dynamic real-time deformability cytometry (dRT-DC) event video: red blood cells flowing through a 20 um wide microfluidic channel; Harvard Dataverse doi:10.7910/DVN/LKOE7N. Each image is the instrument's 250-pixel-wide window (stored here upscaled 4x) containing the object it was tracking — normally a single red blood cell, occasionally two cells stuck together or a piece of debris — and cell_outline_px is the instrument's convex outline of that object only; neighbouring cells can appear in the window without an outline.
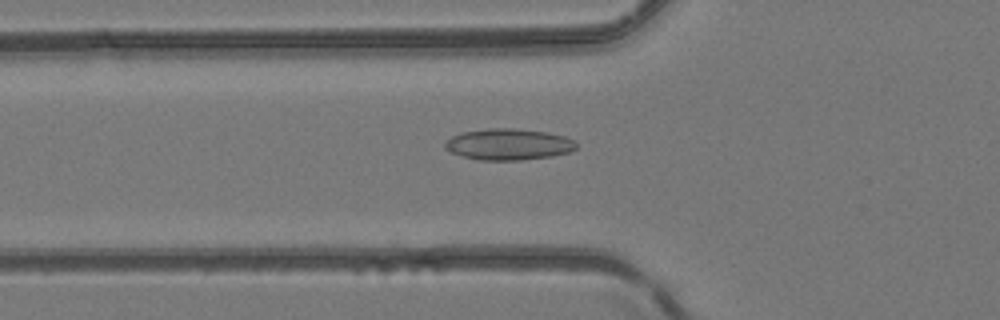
{"species": "common noctule bat (a hibernating species)", "species_latin": "Nyctalus noctula", "temperature_condition": "room temperature", "stored_images_in_passage": 50, "camera_frame_rate_fps": 3000, "um_per_image_px": 0.085, "animal": {"sex": "female", "body_mass_g": 24.6, "forearm_length_mm": 56.2}, "frame": {"image": 1, "passage_image": 18, "time_ms": 5.667, "image_size_px": [1000, 320], "cell_outline_px": [[576, 148], [568, 152], [552, 156], [520, 160], [476, 160], [452, 152], [444, 148], [444, 140], [460, 132], [488, 128], [516, 128], [548, 132], [564, 136], [576, 140]], "centroid_in_image_um": [43.2, 12.26], "position_along_channel_um": 82.6, "area_um2": 24.16}}
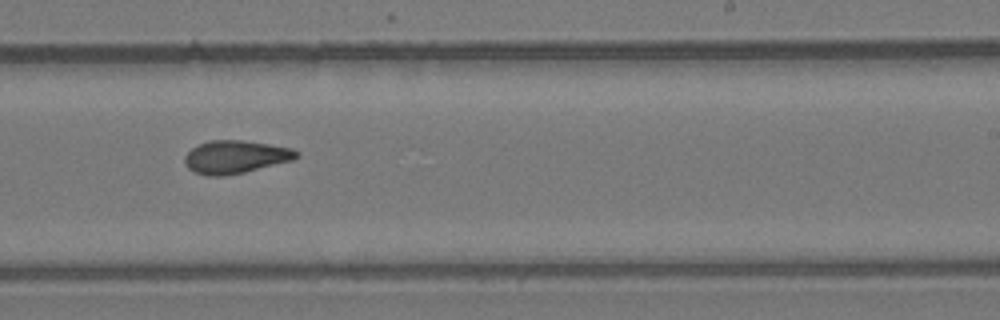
{"frame": {"image": 2, "passage_image": 31, "time_ms": 10.0, "image_size_px": [1000, 320], "cell_outline_px": [[300, 156], [292, 160], [244, 172], [224, 176], [208, 176], [196, 172], [188, 168], [184, 164], [184, 156], [192, 148], [208, 140], [240, 140], [268, 144], [292, 148], [300, 152]], "centroid_in_image_um": [20.01, 13.33], "position_along_channel_um": 269.0, "area_um2": 21.39}}
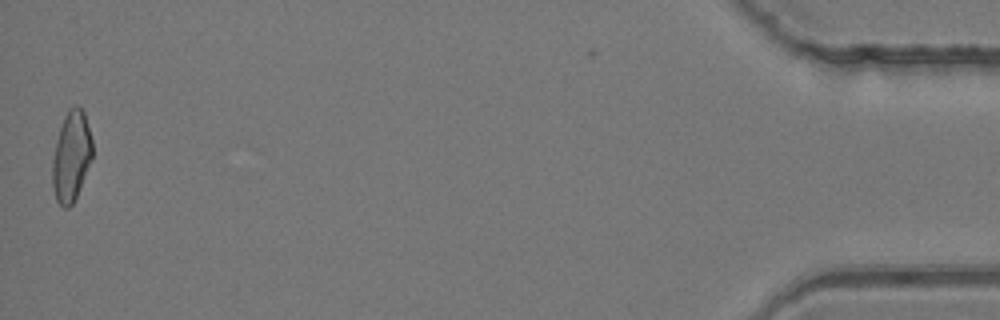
{"frame": {"image": 3, "passage_image": 49, "time_ms": 16.0, "image_size_px": [1000, 320], "cell_outline_px": [[92, 160], [76, 196], [72, 204], [68, 208], [64, 208], [56, 200], [52, 184], [52, 160], [56, 140], [64, 116], [68, 108], [76, 104], [84, 112], [92, 140]], "centroid_in_image_um": [6.05, 13.27], "position_along_channel_um": 429.1, "area_um2": 21.04}}